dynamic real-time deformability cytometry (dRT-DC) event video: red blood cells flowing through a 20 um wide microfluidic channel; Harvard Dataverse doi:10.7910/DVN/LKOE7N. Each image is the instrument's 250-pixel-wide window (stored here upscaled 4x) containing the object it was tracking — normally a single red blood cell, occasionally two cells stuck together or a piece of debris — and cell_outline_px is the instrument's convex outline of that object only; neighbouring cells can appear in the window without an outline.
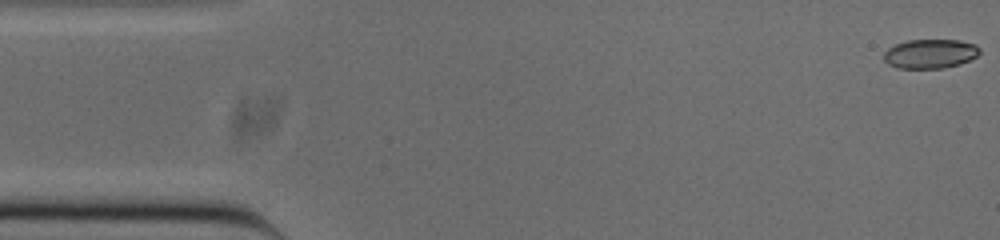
{"species": "common noctule bat (a hibernating species)", "species_latin": "Nyctalus noctula", "temperature_condition": "cold", "stored_images_in_passage": 52, "camera_frame_rate_fps": 3000, "um_per_image_px": 0.085, "animal": {"sex": "male", "body_mass_g": 20.0, "forearm_length_mm": 53.3}, "frame": {"image": 1, "passage_image": 1, "time_ms": 0.0, "image_size_px": [1000, 240], "cell_outline_px": [[980, 52], [976, 56], [960, 64], [940, 68], [896, 68], [888, 64], [884, 60], [884, 52], [888, 48], [896, 44], [908, 40], [960, 40], [976, 44], [980, 48]], "centroid_in_image_um": [79.06, 4.56], "position_along_channel_um": 5.9, "area_um2": 16.3}}
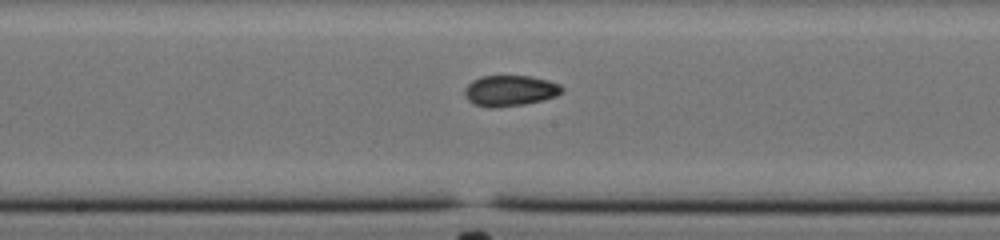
{"frame": {"image": 2, "passage_image": 26, "time_ms": 8.333, "image_size_px": [1000, 240], "cell_outline_px": [[564, 92], [556, 96], [524, 104], [500, 108], [488, 108], [472, 104], [468, 100], [464, 92], [464, 88], [472, 80], [480, 76], [532, 76], [548, 80], [560, 84], [564, 88]], "centroid_in_image_um": [43.34, 7.71], "position_along_channel_um": 204.9, "area_um2": 17.74}}
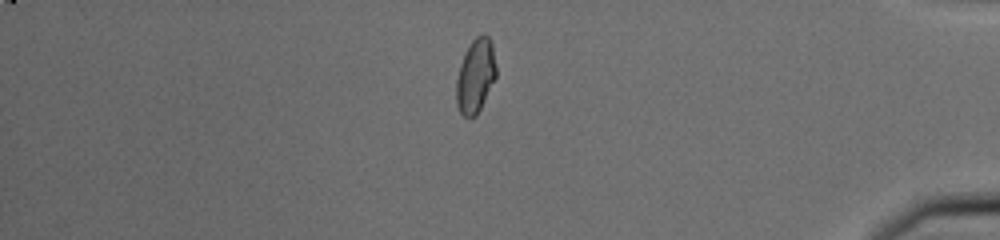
{"frame": {"image": 3, "passage_image": 44, "time_ms": 14.333, "image_size_px": [1000, 240], "cell_outline_px": [[496, 76], [476, 116], [468, 120], [460, 112], [456, 104], [456, 80], [460, 64], [472, 40], [476, 36], [484, 32], [488, 36], [492, 44], [496, 68]], "centroid_in_image_um": [40.41, 6.46], "position_along_channel_um": 394.8, "area_um2": 17.11}, "authors_computed_cell_mechanics": {"area_um2": 17.2822, "velocity_mm_per_s": 3.8616, "shape_relaxation_time_tau1_ms": null, "shape_relaxation_time_tau2_ms": 2.6602, "deformation_change_tau1": null, "deformation_change_tau2": 0.0528}}